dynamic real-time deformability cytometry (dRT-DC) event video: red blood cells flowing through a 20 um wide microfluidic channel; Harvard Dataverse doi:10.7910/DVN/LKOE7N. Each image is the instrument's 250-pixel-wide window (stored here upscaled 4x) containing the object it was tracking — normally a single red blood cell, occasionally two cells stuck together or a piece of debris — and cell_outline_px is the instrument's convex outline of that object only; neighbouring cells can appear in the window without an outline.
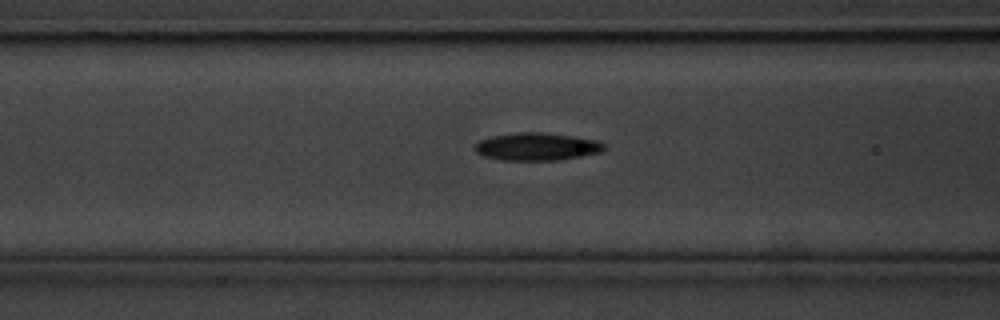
{"species": "common noctule bat (a hibernating species)", "species_latin": "Nyctalus noctula", "temperature_condition": "cold", "stored_images_in_passage": 41, "camera_frame_rate_fps": 3000, "um_per_image_px": 0.085, "animal": {"sex": "male", "body_mass_g": 20.1, "forearm_length_mm": 53.5}, "frame": {"image": 1, "passage_image": 11, "time_ms": 3.333, "image_size_px": [1000, 320], "cell_outline_px": [[604, 148], [600, 152], [580, 156], [552, 160], [504, 160], [484, 156], [476, 152], [476, 144], [480, 140], [492, 136], [516, 132], [548, 132], [576, 136], [600, 140], [604, 144]], "centroid_in_image_um": [45.66, 12.44], "position_along_channel_um": 120.9, "area_um2": 20.81}}
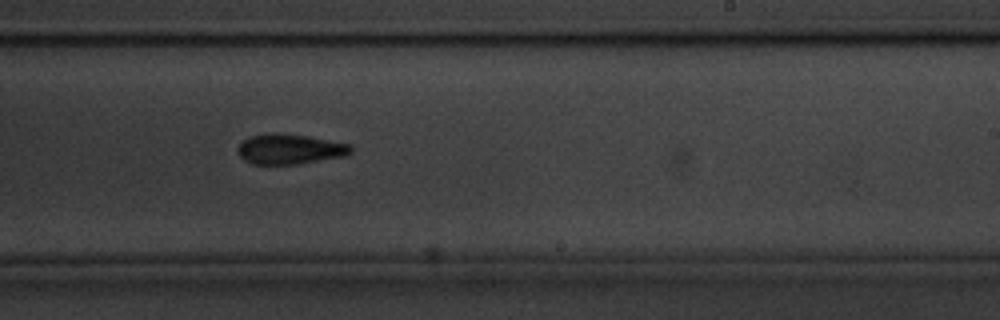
{"frame": {"image": 2, "passage_image": 23, "time_ms": 7.333, "image_size_px": [1000, 320], "cell_outline_px": [[352, 152], [344, 156], [296, 164], [252, 164], [244, 160], [240, 156], [236, 148], [248, 136], [272, 132], [276, 132], [308, 136], [352, 144]], "centroid_in_image_um": [24.62, 12.66], "position_along_channel_um": 264.4, "area_um2": 20.0}}
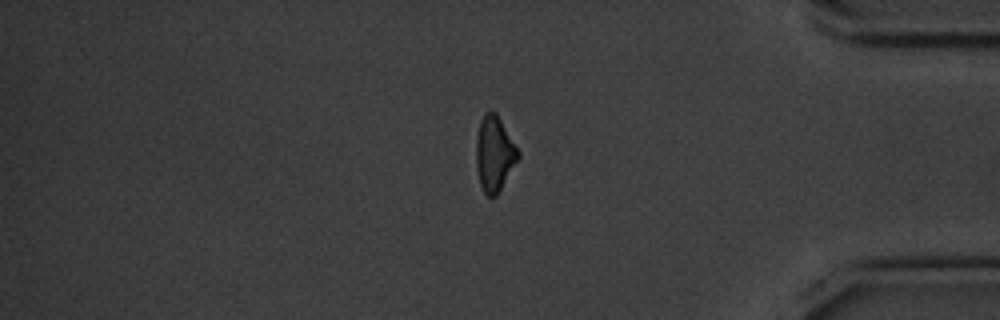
{"frame": {"image": 3, "passage_image": 36, "time_ms": 11.667, "image_size_px": [1000, 320], "cell_outline_px": [[520, 156], [496, 196], [488, 196], [484, 192], [480, 184], [476, 168], [476, 136], [480, 120], [484, 112], [496, 112], [520, 152]], "centroid_in_image_um": [42.01, 13.05], "position_along_channel_um": 393.2, "area_um2": 18.32}, "authors_computed_cell_mechanics": {"area_um2": 20.4034, "velocity_mm_per_s": 3.5897, "shape_relaxation_time_tau1_ms": 3.0057, "shape_relaxation_time_tau2_ms": null, "deformation_change_tau1": 0.1114, "deformation_change_tau2": null}}